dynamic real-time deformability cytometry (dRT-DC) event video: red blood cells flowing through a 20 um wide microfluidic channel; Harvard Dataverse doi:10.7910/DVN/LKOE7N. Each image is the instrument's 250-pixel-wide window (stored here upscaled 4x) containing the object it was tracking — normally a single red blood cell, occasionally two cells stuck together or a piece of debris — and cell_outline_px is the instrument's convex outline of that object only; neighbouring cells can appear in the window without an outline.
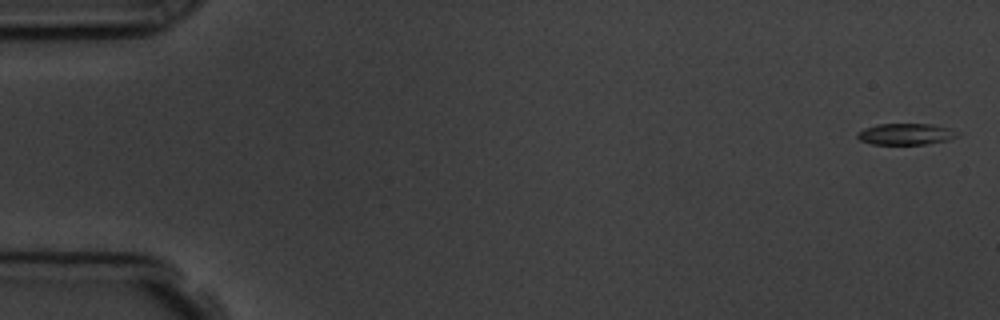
{"species": "common noctule bat (a hibernating species)", "species_latin": "Nyctalus noctula", "temperature_condition": "room temperature", "stored_images_in_passage": 5, "camera_frame_rate_fps": 3000, "um_per_image_px": 0.085, "animal": {"sex": "male", "body_mass_g": 19.5, "forearm_length_mm": 54.6}, "frame": {"image": 1, "passage_image": 1, "time_ms": 0.0, "image_size_px": [1000, 320], "cell_outline_px": [[956, 136], [948, 140], [924, 144], [872, 144], [860, 140], [856, 136], [856, 132], [864, 128], [876, 124], [932, 124], [952, 128]], "centroid_in_image_um": [76.93, 11.39], "position_along_channel_um": 8.1, "area_um2": 12.37}}
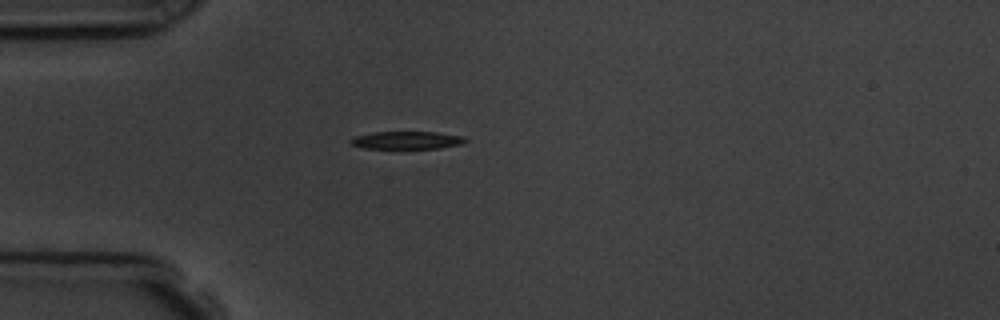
{"frame": {"image": 2, "passage_image": 5, "time_ms": 4.667, "image_size_px": [1000, 320], "cell_outline_px": [[468, 140], [460, 144], [440, 148], [404, 152], [364, 148], [352, 144], [348, 140], [356, 136], [372, 132], [436, 132], [460, 136]], "centroid_in_image_um": [34.52, 11.98], "position_along_channel_um": 50.5, "area_um2": 12.72}}